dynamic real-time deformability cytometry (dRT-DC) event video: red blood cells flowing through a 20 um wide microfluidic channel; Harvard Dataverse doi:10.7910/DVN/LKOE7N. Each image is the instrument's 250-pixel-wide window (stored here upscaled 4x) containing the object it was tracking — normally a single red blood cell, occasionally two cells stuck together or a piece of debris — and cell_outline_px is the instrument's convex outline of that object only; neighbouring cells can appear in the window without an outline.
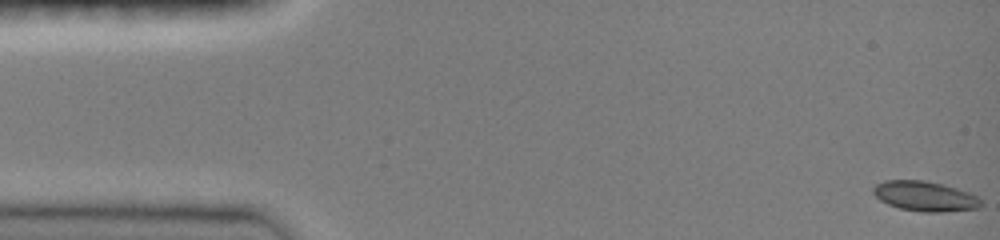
{"species": "common noctule bat (a hibernating species)", "species_latin": "Nyctalus noctula", "temperature_condition": "room temperature", "stored_images_in_passage": 49, "segment_of_instrument_passage": [1, 2], "camera_frame_rate_fps": 3000, "um_per_image_px": 0.085, "animal": {"sex": "female", "body_mass_g": 19.0, "forearm_length_mm": 51.5}, "frame": {"image": 1, "passage_image": 1, "time_ms": 0.0, "image_size_px": [1000, 240], "cell_outline_px": [[980, 204], [976, 208], [944, 212], [920, 212], [900, 208], [888, 204], [880, 200], [872, 192], [872, 188], [876, 184], [884, 180], [924, 180], [956, 188], [968, 192], [976, 196], [980, 200]], "centroid_in_image_um": [78.56, 16.67], "position_along_channel_um": 6.4, "area_um2": 18.61}}
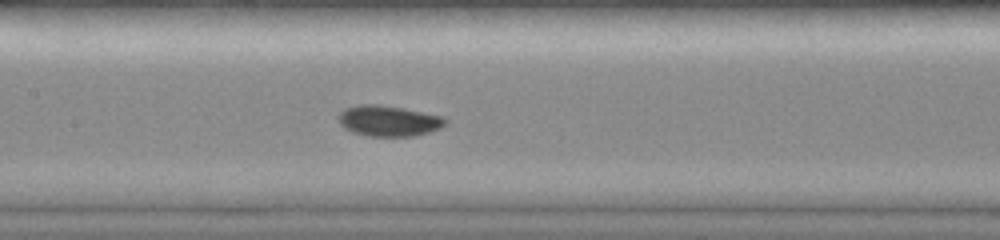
{"frame": {"image": 2, "passage_image": 23, "time_ms": 7.333, "image_size_px": [1000, 240], "cell_outline_px": [[448, 120], [440, 128], [428, 132], [412, 136], [368, 136], [352, 132], [344, 128], [340, 124], [336, 116], [344, 108], [360, 104], [380, 104], [404, 108], [444, 116]], "centroid_in_image_um": [33.0, 10.26], "position_along_channel_um": 174.4, "area_um2": 19.36}}
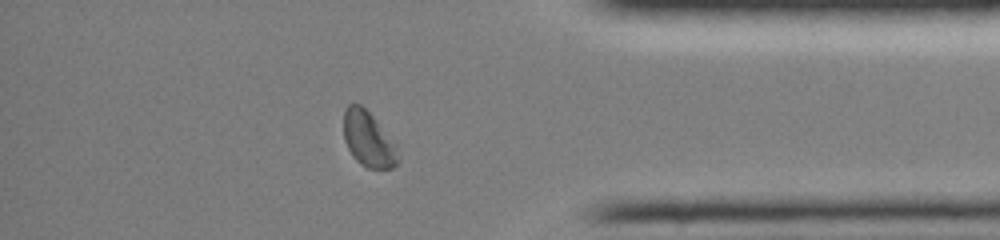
{"frame": {"image": 3, "passage_image": 41, "time_ms": 13.333, "image_size_px": [1000, 240], "cell_outline_px": [[400, 160], [392, 168], [368, 168], [360, 164], [352, 156], [344, 140], [344, 108], [348, 104], [360, 104], [376, 120], [396, 144]], "centroid_in_image_um": [31.31, 11.84], "position_along_channel_um": 403.9, "area_um2": 17.51}}